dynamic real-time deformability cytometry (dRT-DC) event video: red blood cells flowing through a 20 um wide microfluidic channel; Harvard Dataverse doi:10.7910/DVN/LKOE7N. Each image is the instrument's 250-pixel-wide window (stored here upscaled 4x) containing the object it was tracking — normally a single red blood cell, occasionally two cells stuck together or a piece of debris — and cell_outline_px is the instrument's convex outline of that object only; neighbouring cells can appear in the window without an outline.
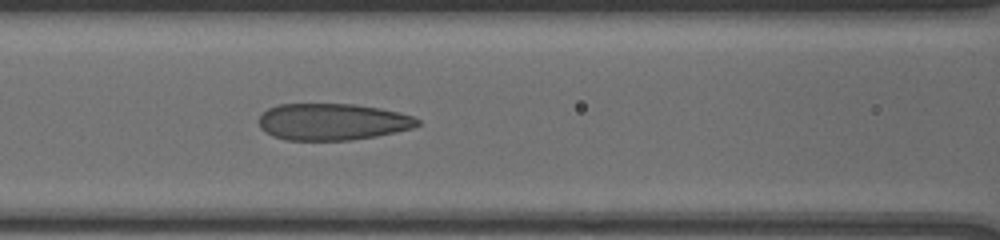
{"species": "human", "species_latin": "Homo sapiens", "temperature_condition": "cold", "stored_images_in_passage": 17, "camera_frame_rate_fps": 3000, "um_per_image_px": 0.085, "donor": {"sex": "male"}, "frame": {"image": 1, "passage_image": 15, "time_ms": 8.333, "image_size_px": [1000, 240], "cell_outline_px": [[420, 124], [412, 128], [396, 132], [376, 136], [352, 140], [284, 140], [272, 136], [260, 128], [260, 116], [268, 108], [280, 104], [352, 104], [380, 108], [400, 112], [412, 116], [420, 120]], "centroid_in_image_um": [28.27, 10.36], "position_along_channel_um": 138.3, "area_um2": 33.99}}
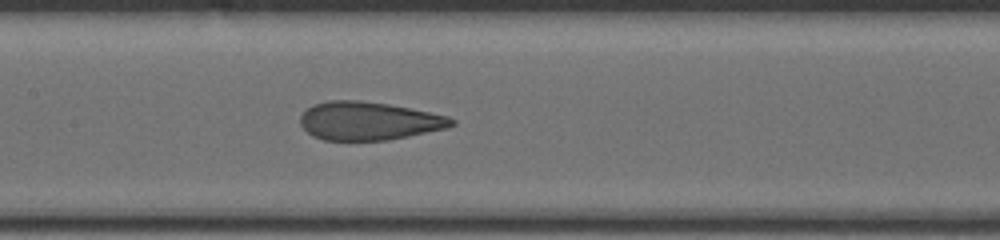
{"frame": {"image": 2, "passage_image": 17, "time_ms": 9.333, "image_size_px": [1000, 240], "cell_outline_px": [[456, 124], [448, 128], [388, 140], [324, 140], [312, 136], [300, 124], [300, 116], [312, 104], [328, 100], [360, 100], [388, 104], [448, 116], [456, 120]], "centroid_in_image_um": [31.34, 10.28], "position_along_channel_um": 176.1, "area_um2": 33.76}}